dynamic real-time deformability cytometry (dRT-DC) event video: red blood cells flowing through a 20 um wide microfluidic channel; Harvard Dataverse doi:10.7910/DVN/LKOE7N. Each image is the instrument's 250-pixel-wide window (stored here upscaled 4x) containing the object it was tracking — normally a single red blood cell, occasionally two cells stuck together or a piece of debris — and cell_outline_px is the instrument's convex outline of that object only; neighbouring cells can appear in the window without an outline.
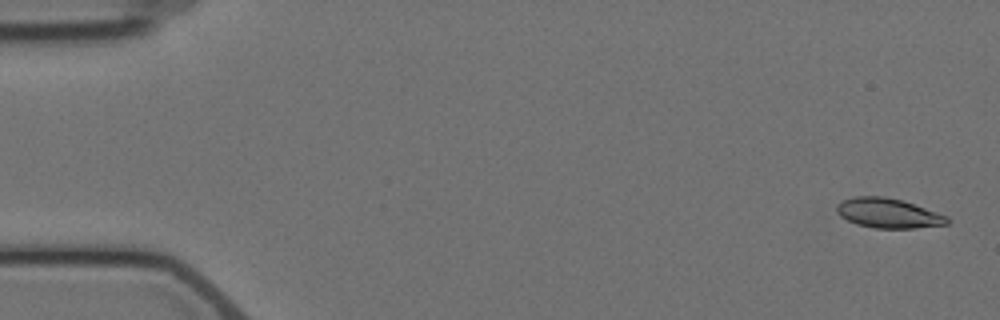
{"species": "Egyptian fruit bat (a non-hibernating species)", "species_latin": "Rousettus aegyptiacus", "temperature_condition": "cold", "stored_images_in_passage": 4, "camera_frame_rate_fps": 3000, "um_per_image_px": 0.085, "animal": {"sex": "female"}, "frame": {"image": 1, "passage_image": 1, "time_ms": 0.0, "image_size_px": [1000, 320], "cell_outline_px": [[948, 224], [916, 228], [876, 228], [856, 224], [840, 216], [836, 212], [836, 204], [844, 200], [856, 196], [884, 196], [904, 200], [948, 216]], "centroid_in_image_um": [75.5, 18.11], "position_along_channel_um": 9.5, "area_um2": 19.19}}
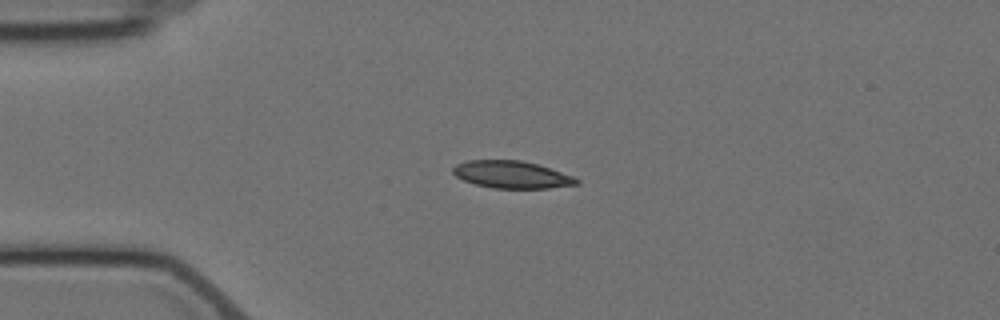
{"frame": {"image": 2, "passage_image": 4, "time_ms": 4.0, "image_size_px": [1000, 320], "cell_outline_px": [[580, 184], [548, 188], [492, 188], [476, 184], [464, 180], [456, 176], [452, 172], [452, 168], [456, 164], [468, 160], [520, 160], [536, 164], [572, 176], [580, 180]], "centroid_in_image_um": [43.47, 14.84], "position_along_channel_um": 41.5, "area_um2": 19.48}}